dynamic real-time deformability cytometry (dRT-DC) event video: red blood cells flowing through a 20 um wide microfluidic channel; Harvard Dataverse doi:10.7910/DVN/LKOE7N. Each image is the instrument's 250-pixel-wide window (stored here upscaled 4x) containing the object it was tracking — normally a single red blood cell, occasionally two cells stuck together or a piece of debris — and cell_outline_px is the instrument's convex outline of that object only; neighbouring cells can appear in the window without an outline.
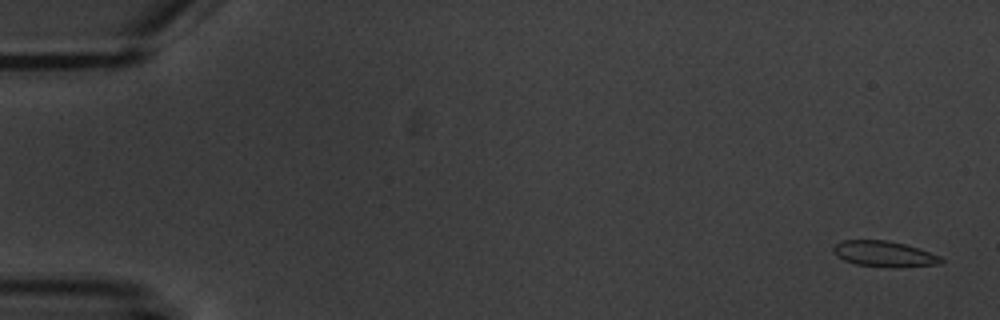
{"species": "common noctule bat (a hibernating species)", "species_latin": "Nyctalus noctula", "temperature_condition": "warm", "stored_images_in_passage": 7, "camera_frame_rate_fps": 3000, "um_per_image_px": 0.085, "animal": {"sex": "male", "body_mass_g": 20.1, "forearm_length_mm": 53.5}, "frame": {"image": 1, "passage_image": 1, "time_ms": 0.0, "image_size_px": [1000, 320], "cell_outline_px": [[944, 260], [940, 264], [888, 268], [856, 264], [844, 260], [836, 256], [832, 252], [832, 248], [836, 244], [844, 240], [888, 240], [904, 244], [940, 256]], "centroid_in_image_um": [75.12, 21.59], "position_along_channel_um": 9.9, "area_um2": 16.13}}
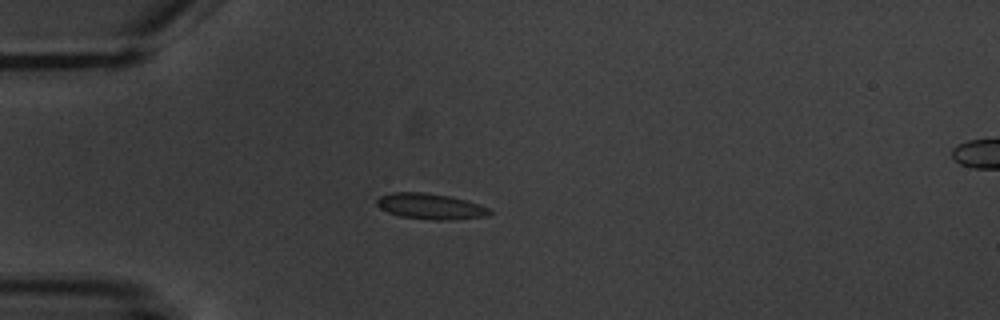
{"frame": {"image": 2, "passage_image": 5, "time_ms": 4.667, "image_size_px": [1000, 320], "cell_outline_px": [[492, 212], [484, 216], [452, 220], [432, 220], [400, 216], [388, 212], [380, 208], [376, 204], [376, 200], [380, 196], [392, 192], [424, 192], [452, 196], [468, 200], [480, 204], [488, 208]], "centroid_in_image_um": [36.58, 17.53], "position_along_channel_um": 48.4, "area_um2": 17.05}}